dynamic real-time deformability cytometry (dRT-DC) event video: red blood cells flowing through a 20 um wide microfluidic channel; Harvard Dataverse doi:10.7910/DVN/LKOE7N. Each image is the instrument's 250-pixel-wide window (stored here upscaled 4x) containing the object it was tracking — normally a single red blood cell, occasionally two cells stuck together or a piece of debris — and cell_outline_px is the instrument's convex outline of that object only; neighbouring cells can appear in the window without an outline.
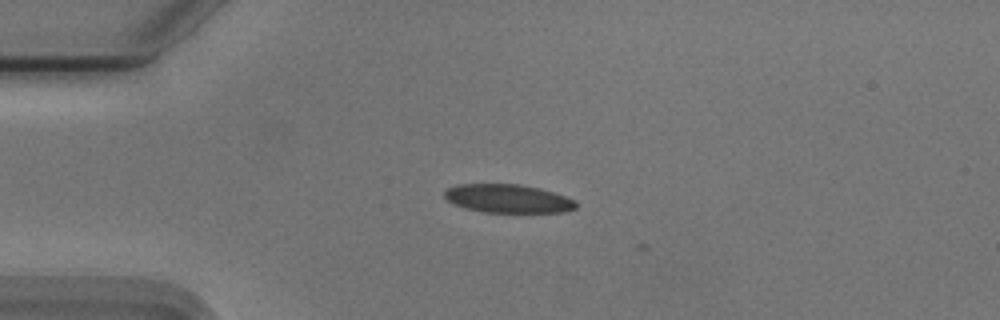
{"species": "Egyptian fruit bat (a non-hibernating species)", "species_latin": "Rousettus aegyptiacus", "temperature_condition": "cold", "stored_images_in_passage": 2, "camera_frame_rate_fps": 3000, "um_per_image_px": 0.085, "animal": {"sex": "male"}, "frame": {"image": 1, "passage_image": 1, "time_ms": 0.0, "image_size_px": [1000, 320], "cell_outline_px": [[576, 208], [564, 212], [484, 212], [464, 208], [452, 204], [444, 196], [444, 192], [448, 188], [456, 184], [520, 184], [540, 188], [576, 200]], "centroid_in_image_um": [43.15, 16.88], "position_along_channel_um": 41.9, "area_um2": 21.85}}